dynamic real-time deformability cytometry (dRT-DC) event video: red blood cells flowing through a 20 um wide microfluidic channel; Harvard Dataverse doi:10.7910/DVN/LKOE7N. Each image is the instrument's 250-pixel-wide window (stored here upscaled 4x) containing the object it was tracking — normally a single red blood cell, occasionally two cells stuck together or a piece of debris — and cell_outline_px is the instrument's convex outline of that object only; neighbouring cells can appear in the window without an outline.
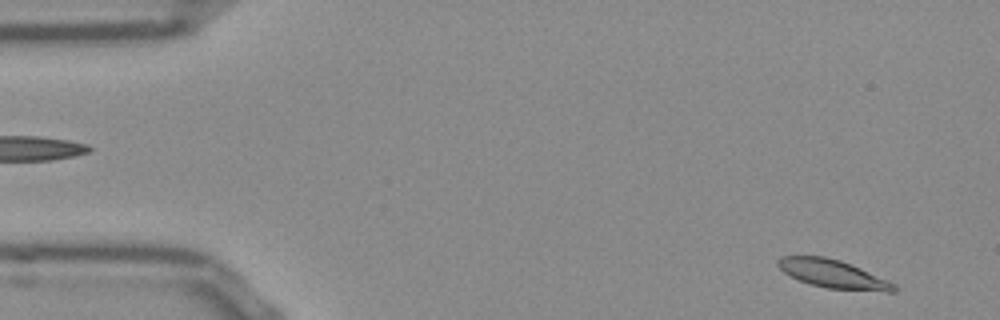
{"species": "Egyptian fruit bat (a non-hibernating species)", "species_latin": "Rousettus aegyptiacus", "temperature_condition": "room temperature", "stored_images_in_passage": 51, "camera_frame_rate_fps": 3000, "um_per_image_px": 0.085, "frame": {"image": 1, "passage_image": 2, "time_ms": 0.333, "image_size_px": [1000, 320], "cell_outline_px": [[896, 292], [888, 292], [828, 288], [812, 284], [800, 280], [784, 272], [776, 264], [776, 260], [780, 256], [824, 256], [840, 260], [860, 268], [896, 284]], "centroid_in_image_um": [70.8, 23.28], "position_along_channel_um": 14.2, "area_um2": 18.9}}
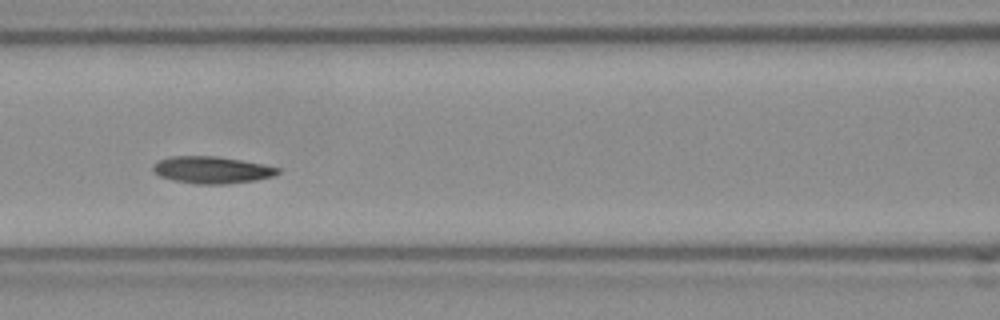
{"frame": {"image": 2, "passage_image": 21, "time_ms": 6.667, "image_size_px": [1000, 320], "cell_outline_px": [[280, 172], [272, 176], [256, 180], [228, 184], [196, 184], [176, 180], [160, 176], [152, 172], [152, 164], [168, 156], [216, 156], [240, 160], [280, 168]], "centroid_in_image_um": [17.97, 14.44], "position_along_channel_um": 148.6, "area_um2": 19.54}}
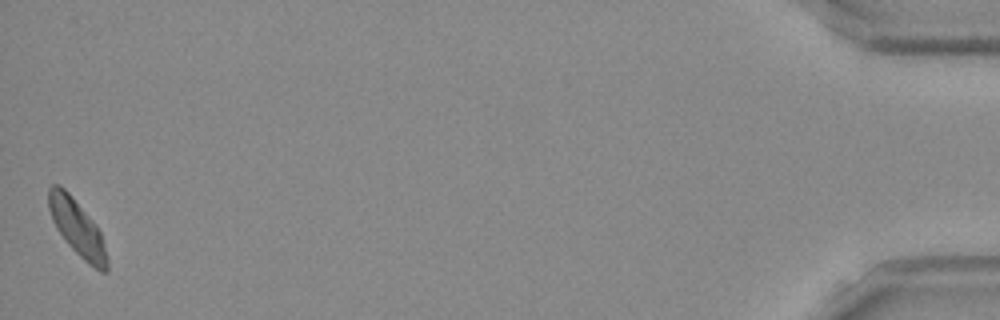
{"frame": {"image": 3, "passage_image": 51, "time_ms": 16.667, "image_size_px": [1000, 320], "cell_outline_px": [[108, 268], [104, 272], [100, 272], [88, 264], [68, 244], [56, 228], [52, 220], [48, 208], [48, 188], [52, 184], [60, 184], [68, 192], [100, 232], [108, 260]], "centroid_in_image_um": [6.52, 19.37], "position_along_channel_um": 428.7, "area_um2": 18.61}, "authors_computed_cell_mechanics": {"area_um2": 19.0162, "velocity_mm_per_s": 3.7925, "shape_relaxation_time_tau1_ms": 4.7709, "shape_relaxation_time_tau2_ms": null, "deformation_change_tau1": 0.1275, "deformation_change_tau2": null}}